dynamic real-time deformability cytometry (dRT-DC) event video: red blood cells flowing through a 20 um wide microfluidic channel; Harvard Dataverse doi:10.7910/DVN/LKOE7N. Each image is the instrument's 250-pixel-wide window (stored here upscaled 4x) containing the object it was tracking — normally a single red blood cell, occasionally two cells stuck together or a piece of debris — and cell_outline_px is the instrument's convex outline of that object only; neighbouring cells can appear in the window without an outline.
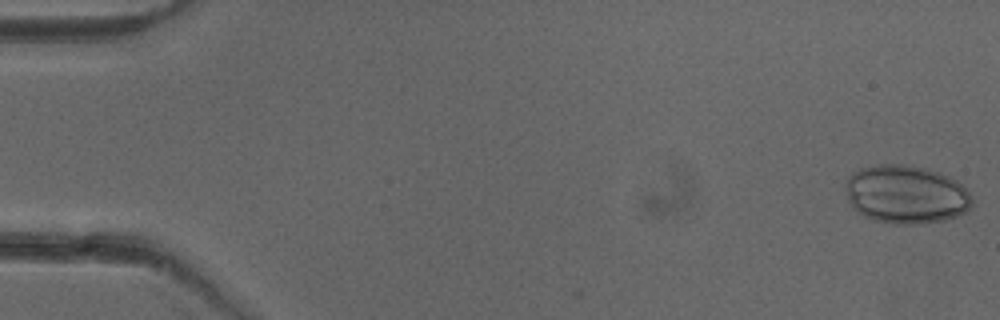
{"species": "common noctule bat (a hibernating species)", "species_latin": "Nyctalus noctula", "temperature_condition": "cold", "stored_images_in_passage": 42, "camera_frame_rate_fps": 3000, "um_per_image_px": 0.085, "animal": {"sex": "female"}, "frame": {"image": 1, "passage_image": 1, "time_ms": 0.0, "image_size_px": [1000, 320], "cell_outline_px": [[972, 204], [964, 212], [956, 216], [944, 220], [920, 224], [892, 224], [876, 220], [864, 216], [848, 200], [844, 180], [852, 172], [860, 168], [880, 164], [904, 164], [924, 168], [948, 176], [956, 180], [972, 196]], "centroid_in_image_um": [76.99, 16.52], "position_along_channel_um": 8.0, "area_um2": 42.95}}
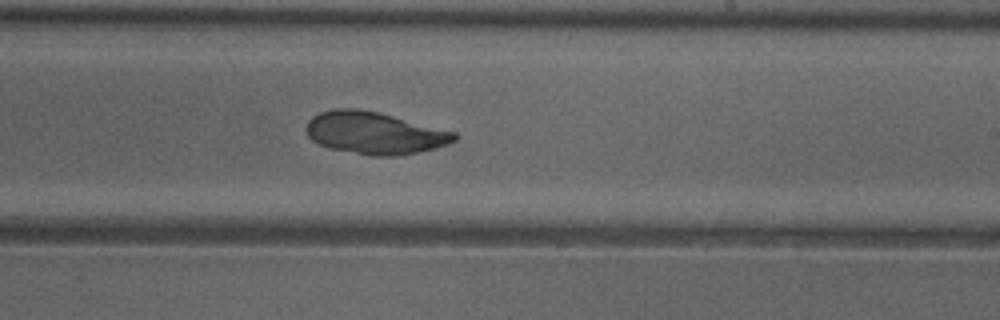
{"frame": {"image": 2, "passage_image": 31, "time_ms": 10.0, "image_size_px": [1000, 320], "cell_outline_px": [[460, 136], [456, 140], [448, 144], [416, 152], [396, 156], [372, 156], [328, 148], [312, 140], [308, 136], [308, 120], [312, 116], [320, 112], [332, 108], [356, 108], [380, 112], [456, 132]], "centroid_in_image_um": [31.85, 11.29], "position_along_channel_um": 257.2, "area_um2": 36.47}}
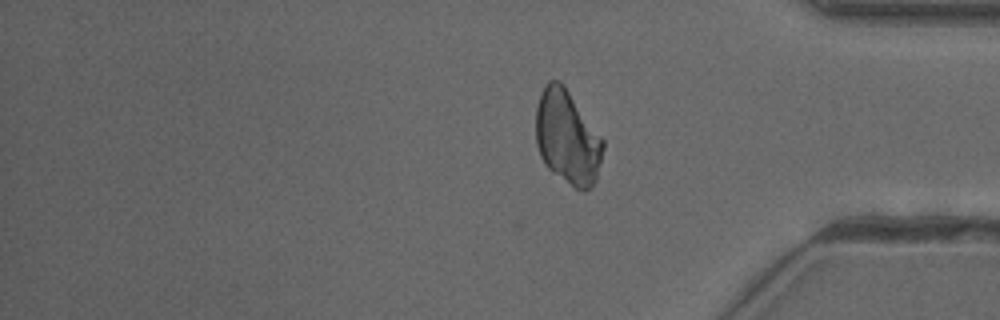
{"frame": {"image": 3, "passage_image": 42, "time_ms": 13.667, "image_size_px": [1000, 320], "cell_outline_px": [[604, 148], [596, 180], [588, 188], [576, 188], [548, 168], [544, 164], [540, 156], [536, 144], [536, 108], [540, 96], [548, 80], [560, 80], [564, 84], [604, 140]], "centroid_in_image_um": [48.22, 11.63], "position_along_channel_um": 387.0, "area_um2": 36.47}}